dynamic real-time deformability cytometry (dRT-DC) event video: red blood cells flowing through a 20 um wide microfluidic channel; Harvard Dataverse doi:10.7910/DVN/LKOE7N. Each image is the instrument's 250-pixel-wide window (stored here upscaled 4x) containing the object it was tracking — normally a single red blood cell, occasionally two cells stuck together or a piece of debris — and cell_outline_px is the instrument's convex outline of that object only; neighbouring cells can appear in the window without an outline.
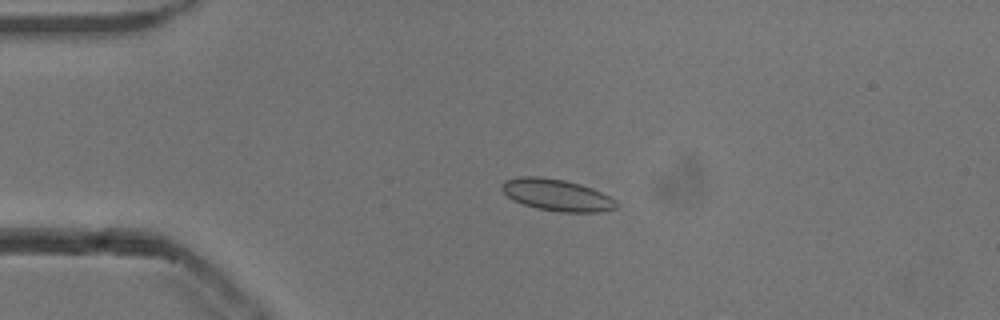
{"species": "common noctule bat (a hibernating species)", "species_latin": "Nyctalus noctula", "temperature_condition": "cold", "stored_images_in_passage": 42, "camera_frame_rate_fps": 3000, "um_per_image_px": 0.085, "animal": {"sex": "male", "body_mass_g": 13.3}, "frame": {"image": 1, "passage_image": 1, "time_ms": 0.0, "image_size_px": [1000, 320], "cell_outline_px": [[616, 208], [600, 212], [560, 212], [536, 208], [512, 200], [500, 188], [500, 184], [504, 180], [520, 176], [536, 176], [564, 180], [580, 184], [592, 188], [616, 200]], "centroid_in_image_um": [47.29, 16.57], "position_along_channel_um": 37.7, "area_um2": 21.15}}
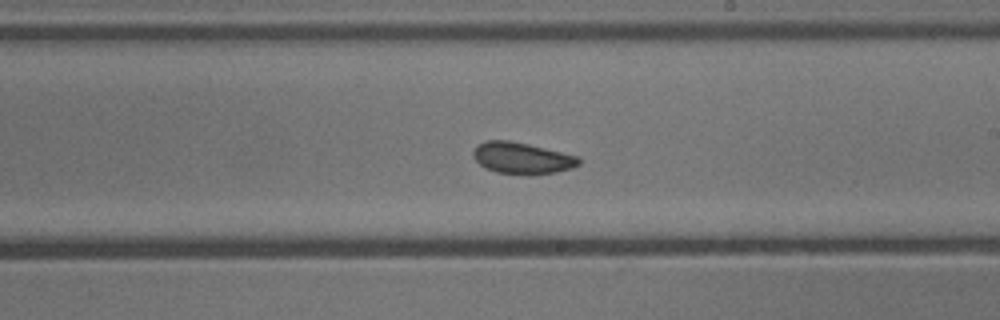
{"frame": {"image": 2, "passage_image": 20, "time_ms": 6.333, "image_size_px": [1000, 320], "cell_outline_px": [[580, 164], [572, 168], [556, 172], [528, 176], [496, 172], [484, 168], [472, 156], [472, 152], [476, 144], [488, 140], [508, 140], [528, 144], [580, 156]], "centroid_in_image_um": [44.36, 13.45], "position_along_channel_um": 244.6, "area_um2": 19.77}}
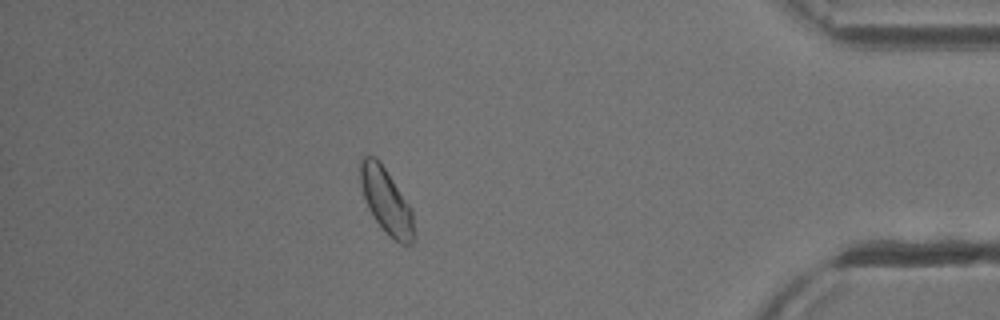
{"frame": {"image": 3, "passage_image": 36, "time_ms": 11.667, "image_size_px": [1000, 320], "cell_outline_px": [[416, 236], [412, 244], [400, 244], [384, 232], [368, 208], [360, 184], [360, 160], [364, 156], [376, 156], [408, 204], [412, 212], [416, 232]], "centroid_in_image_um": [32.84, 17.14], "position_along_channel_um": 402.4, "area_um2": 20.23}, "authors_computed_cell_mechanics": {"area_um2": 19.4497, "velocity_mm_per_s": 3.8114, "shape_relaxation_time_tau1_ms": null, "shape_relaxation_time_tau2_ms": 1.5732, "deformation_change_tau1": null, "deformation_change_tau2": 0.0451}}